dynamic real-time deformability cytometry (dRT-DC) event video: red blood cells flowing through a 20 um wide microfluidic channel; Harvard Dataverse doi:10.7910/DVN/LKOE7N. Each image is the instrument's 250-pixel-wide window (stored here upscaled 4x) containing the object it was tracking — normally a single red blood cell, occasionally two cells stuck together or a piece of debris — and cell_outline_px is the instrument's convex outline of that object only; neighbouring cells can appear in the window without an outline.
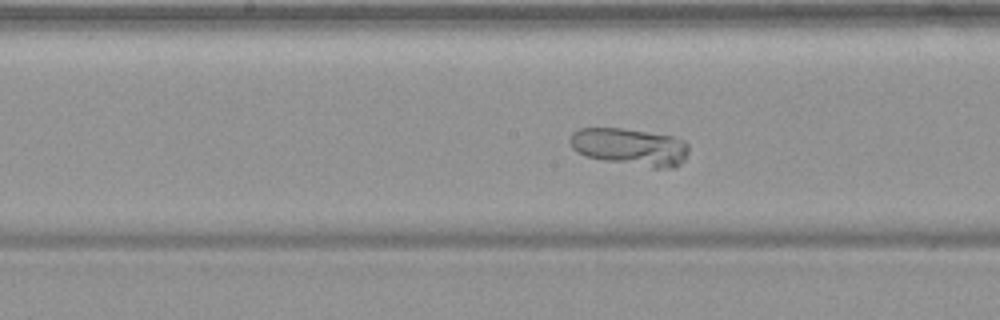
{"species": "common noctule bat (a hibernating species)", "species_latin": "Nyctalus noctula", "temperature_condition": "warm", "stored_images_in_passage": 55, "camera_frame_rate_fps": 3000, "um_per_image_px": 0.085, "animal": {"sex": "female", "body_mass_g": 19.9}, "frame": {"image": 1, "passage_image": 29, "time_ms": 9.333, "image_size_px": [1000, 320], "cell_outline_px": [[688, 152], [684, 160], [676, 168], [652, 168], [604, 160], [584, 156], [576, 152], [572, 148], [568, 140], [572, 132], [580, 128], [620, 128], [672, 136], [684, 140], [688, 144]], "centroid_in_image_um": [53.54, 12.5], "position_along_channel_um": 194.7, "area_um2": 26.13}}
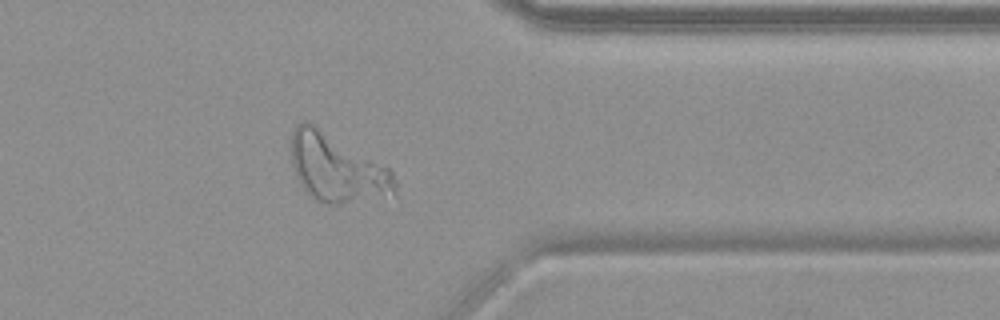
{"frame": {"image": 2, "passage_image": 45, "time_ms": 14.667, "image_size_px": [1000, 320], "cell_outline_px": [[396, 192], [340, 204], [328, 204], [316, 200], [300, 184], [296, 176], [292, 164], [292, 132], [296, 124], [304, 120], [308, 120], [316, 124], [388, 168], [392, 172], [396, 184]], "centroid_in_image_um": [28.57, 14.24], "position_along_channel_um": 382.8, "area_um2": 40.34}}
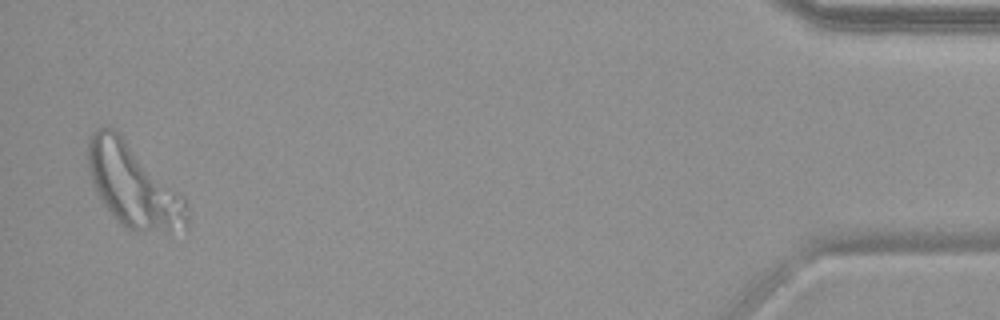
{"frame": {"image": 3, "passage_image": 54, "time_ms": 17.667, "image_size_px": [1000, 320], "cell_outline_px": [[188, 228], [168, 232], [128, 228], [120, 224], [104, 204], [96, 192], [88, 168], [88, 140], [92, 132], [96, 128], [112, 128], [120, 132], [184, 196], [188, 204]], "centroid_in_image_um": [11.35, 15.74], "position_along_channel_um": 423.8, "area_um2": 47.74}}